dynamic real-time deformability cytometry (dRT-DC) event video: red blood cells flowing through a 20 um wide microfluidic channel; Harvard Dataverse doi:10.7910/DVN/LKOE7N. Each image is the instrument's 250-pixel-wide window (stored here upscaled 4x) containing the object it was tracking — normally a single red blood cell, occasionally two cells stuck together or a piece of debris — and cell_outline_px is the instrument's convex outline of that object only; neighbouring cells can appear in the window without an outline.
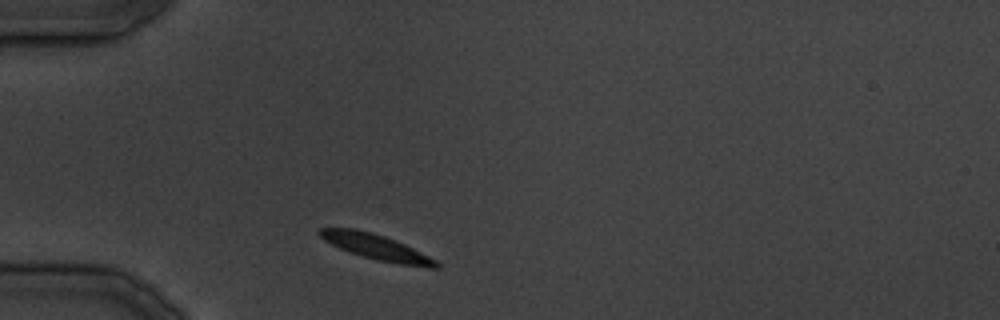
{"species": "common noctule bat (a hibernating species)", "species_latin": "Nyctalus noctula", "temperature_condition": "cold", "stored_images_in_passage": 27, "camera_frame_rate_fps": 3000, "um_per_image_px": 0.085, "animal": {"sex": "male", "body_mass_g": 19.5, "forearm_length_mm": 54.6}, "frame": {"image": 1, "passage_image": 1, "time_ms": 0.0, "image_size_px": [1000, 320], "cell_outline_px": [[440, 268], [428, 268], [400, 264], [376, 260], [348, 252], [324, 240], [316, 232], [320, 228], [356, 228], [372, 232], [396, 240], [436, 260], [440, 264]], "centroid_in_image_um": [31.97, 21.0], "position_along_channel_um": 53.0, "area_um2": 17.28}}
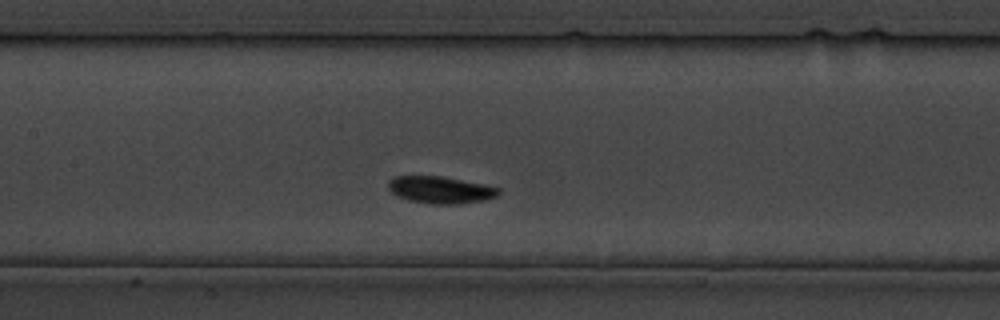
{"frame": {"image": 2, "passage_image": 8, "time_ms": 9.0, "image_size_px": [1000, 320], "cell_outline_px": [[500, 192], [496, 196], [484, 200], [460, 204], [432, 204], [408, 200], [396, 196], [388, 188], [388, 180], [392, 176], [440, 176], [484, 184], [500, 188]], "centroid_in_image_um": [37.41, 16.14], "position_along_channel_um": 170.0, "area_um2": 17.46}}
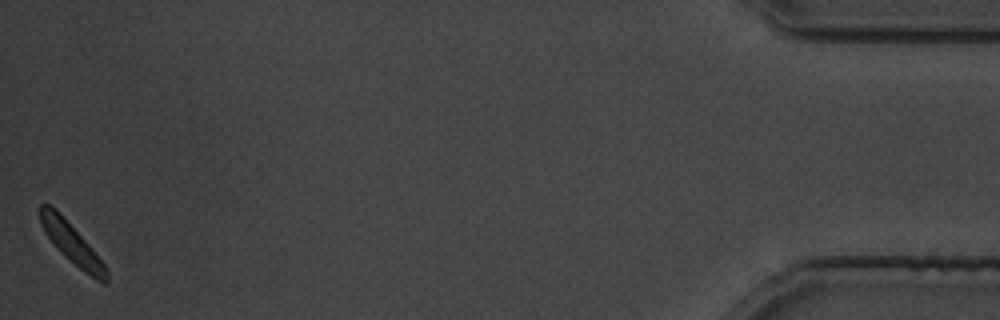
{"frame": {"image": 3, "passage_image": 27, "time_ms": 32.333, "image_size_px": [1000, 320], "cell_outline_px": [[108, 284], [104, 284], [96, 280], [84, 272], [64, 256], [56, 248], [44, 232], [40, 224], [40, 204], [48, 204], [84, 240], [104, 264], [108, 272]], "centroid_in_image_um": [6.1, 20.78], "position_along_channel_um": 429.1, "area_um2": 14.85}}